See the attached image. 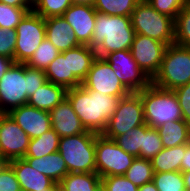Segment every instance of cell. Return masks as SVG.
<instances>
[{"label": "cell", "mask_w": 190, "mask_h": 191, "mask_svg": "<svg viewBox=\"0 0 190 191\" xmlns=\"http://www.w3.org/2000/svg\"><path fill=\"white\" fill-rule=\"evenodd\" d=\"M67 89L64 86L47 81L28 99V105L50 112L66 98Z\"/></svg>", "instance_id": "21"}, {"label": "cell", "mask_w": 190, "mask_h": 191, "mask_svg": "<svg viewBox=\"0 0 190 191\" xmlns=\"http://www.w3.org/2000/svg\"><path fill=\"white\" fill-rule=\"evenodd\" d=\"M185 154V144L163 148L152 159L154 173L181 171V162Z\"/></svg>", "instance_id": "24"}, {"label": "cell", "mask_w": 190, "mask_h": 191, "mask_svg": "<svg viewBox=\"0 0 190 191\" xmlns=\"http://www.w3.org/2000/svg\"><path fill=\"white\" fill-rule=\"evenodd\" d=\"M28 99L24 63H14L0 79V113L26 105Z\"/></svg>", "instance_id": "11"}, {"label": "cell", "mask_w": 190, "mask_h": 191, "mask_svg": "<svg viewBox=\"0 0 190 191\" xmlns=\"http://www.w3.org/2000/svg\"><path fill=\"white\" fill-rule=\"evenodd\" d=\"M152 181L158 191H186L181 171L154 173Z\"/></svg>", "instance_id": "34"}, {"label": "cell", "mask_w": 190, "mask_h": 191, "mask_svg": "<svg viewBox=\"0 0 190 191\" xmlns=\"http://www.w3.org/2000/svg\"><path fill=\"white\" fill-rule=\"evenodd\" d=\"M33 8H19L0 2V28L16 29L23 17Z\"/></svg>", "instance_id": "35"}, {"label": "cell", "mask_w": 190, "mask_h": 191, "mask_svg": "<svg viewBox=\"0 0 190 191\" xmlns=\"http://www.w3.org/2000/svg\"><path fill=\"white\" fill-rule=\"evenodd\" d=\"M31 138L7 114L0 113V160L9 162L24 158Z\"/></svg>", "instance_id": "13"}, {"label": "cell", "mask_w": 190, "mask_h": 191, "mask_svg": "<svg viewBox=\"0 0 190 191\" xmlns=\"http://www.w3.org/2000/svg\"><path fill=\"white\" fill-rule=\"evenodd\" d=\"M62 53L64 57H68L69 89L81 86L97 58L95 49L88 45H80Z\"/></svg>", "instance_id": "17"}, {"label": "cell", "mask_w": 190, "mask_h": 191, "mask_svg": "<svg viewBox=\"0 0 190 191\" xmlns=\"http://www.w3.org/2000/svg\"><path fill=\"white\" fill-rule=\"evenodd\" d=\"M61 191H96L101 177L96 173H68L60 182Z\"/></svg>", "instance_id": "25"}, {"label": "cell", "mask_w": 190, "mask_h": 191, "mask_svg": "<svg viewBox=\"0 0 190 191\" xmlns=\"http://www.w3.org/2000/svg\"><path fill=\"white\" fill-rule=\"evenodd\" d=\"M138 191H158L153 181L147 182L138 188Z\"/></svg>", "instance_id": "46"}, {"label": "cell", "mask_w": 190, "mask_h": 191, "mask_svg": "<svg viewBox=\"0 0 190 191\" xmlns=\"http://www.w3.org/2000/svg\"><path fill=\"white\" fill-rule=\"evenodd\" d=\"M51 127L60 138L84 133L87 130L66 97L50 112Z\"/></svg>", "instance_id": "18"}, {"label": "cell", "mask_w": 190, "mask_h": 191, "mask_svg": "<svg viewBox=\"0 0 190 191\" xmlns=\"http://www.w3.org/2000/svg\"><path fill=\"white\" fill-rule=\"evenodd\" d=\"M24 77L27 79L28 98L47 82L44 70L29 67L26 63H24Z\"/></svg>", "instance_id": "38"}, {"label": "cell", "mask_w": 190, "mask_h": 191, "mask_svg": "<svg viewBox=\"0 0 190 191\" xmlns=\"http://www.w3.org/2000/svg\"><path fill=\"white\" fill-rule=\"evenodd\" d=\"M181 160V172L190 171V142L185 144V154Z\"/></svg>", "instance_id": "45"}, {"label": "cell", "mask_w": 190, "mask_h": 191, "mask_svg": "<svg viewBox=\"0 0 190 191\" xmlns=\"http://www.w3.org/2000/svg\"><path fill=\"white\" fill-rule=\"evenodd\" d=\"M164 148L190 142V126L183 120L168 121L157 128Z\"/></svg>", "instance_id": "23"}, {"label": "cell", "mask_w": 190, "mask_h": 191, "mask_svg": "<svg viewBox=\"0 0 190 191\" xmlns=\"http://www.w3.org/2000/svg\"><path fill=\"white\" fill-rule=\"evenodd\" d=\"M85 90H95L109 96L123 98L131 92L120 82L115 71L103 58L97 57L81 85Z\"/></svg>", "instance_id": "12"}, {"label": "cell", "mask_w": 190, "mask_h": 191, "mask_svg": "<svg viewBox=\"0 0 190 191\" xmlns=\"http://www.w3.org/2000/svg\"><path fill=\"white\" fill-rule=\"evenodd\" d=\"M134 36L130 17L97 12L91 48L103 58L110 52L130 50Z\"/></svg>", "instance_id": "2"}, {"label": "cell", "mask_w": 190, "mask_h": 191, "mask_svg": "<svg viewBox=\"0 0 190 191\" xmlns=\"http://www.w3.org/2000/svg\"><path fill=\"white\" fill-rule=\"evenodd\" d=\"M190 82V47L176 44L165 49L159 72L152 84L164 90H174Z\"/></svg>", "instance_id": "5"}, {"label": "cell", "mask_w": 190, "mask_h": 191, "mask_svg": "<svg viewBox=\"0 0 190 191\" xmlns=\"http://www.w3.org/2000/svg\"><path fill=\"white\" fill-rule=\"evenodd\" d=\"M173 91L181 107L182 118L190 126V82Z\"/></svg>", "instance_id": "42"}, {"label": "cell", "mask_w": 190, "mask_h": 191, "mask_svg": "<svg viewBox=\"0 0 190 191\" xmlns=\"http://www.w3.org/2000/svg\"><path fill=\"white\" fill-rule=\"evenodd\" d=\"M14 63V59L5 56H0V79L13 66Z\"/></svg>", "instance_id": "44"}, {"label": "cell", "mask_w": 190, "mask_h": 191, "mask_svg": "<svg viewBox=\"0 0 190 191\" xmlns=\"http://www.w3.org/2000/svg\"><path fill=\"white\" fill-rule=\"evenodd\" d=\"M8 163L13 168L22 191H41L55 184L51 178L31 167L24 158Z\"/></svg>", "instance_id": "20"}, {"label": "cell", "mask_w": 190, "mask_h": 191, "mask_svg": "<svg viewBox=\"0 0 190 191\" xmlns=\"http://www.w3.org/2000/svg\"><path fill=\"white\" fill-rule=\"evenodd\" d=\"M141 0H95L94 9L97 12L111 16L130 17Z\"/></svg>", "instance_id": "28"}, {"label": "cell", "mask_w": 190, "mask_h": 191, "mask_svg": "<svg viewBox=\"0 0 190 191\" xmlns=\"http://www.w3.org/2000/svg\"><path fill=\"white\" fill-rule=\"evenodd\" d=\"M72 4V0H34L32 10L46 19L63 16Z\"/></svg>", "instance_id": "33"}, {"label": "cell", "mask_w": 190, "mask_h": 191, "mask_svg": "<svg viewBox=\"0 0 190 191\" xmlns=\"http://www.w3.org/2000/svg\"><path fill=\"white\" fill-rule=\"evenodd\" d=\"M15 63H27L46 38L45 19L29 11L16 27Z\"/></svg>", "instance_id": "9"}, {"label": "cell", "mask_w": 190, "mask_h": 191, "mask_svg": "<svg viewBox=\"0 0 190 191\" xmlns=\"http://www.w3.org/2000/svg\"><path fill=\"white\" fill-rule=\"evenodd\" d=\"M31 167L59 183L67 174L68 169L59 151L39 158L24 157Z\"/></svg>", "instance_id": "22"}, {"label": "cell", "mask_w": 190, "mask_h": 191, "mask_svg": "<svg viewBox=\"0 0 190 191\" xmlns=\"http://www.w3.org/2000/svg\"><path fill=\"white\" fill-rule=\"evenodd\" d=\"M41 191H61L59 183H55L52 187L43 189Z\"/></svg>", "instance_id": "49"}, {"label": "cell", "mask_w": 190, "mask_h": 191, "mask_svg": "<svg viewBox=\"0 0 190 191\" xmlns=\"http://www.w3.org/2000/svg\"><path fill=\"white\" fill-rule=\"evenodd\" d=\"M16 42V29L0 28V56L14 59Z\"/></svg>", "instance_id": "41"}, {"label": "cell", "mask_w": 190, "mask_h": 191, "mask_svg": "<svg viewBox=\"0 0 190 191\" xmlns=\"http://www.w3.org/2000/svg\"><path fill=\"white\" fill-rule=\"evenodd\" d=\"M163 148L158 130L148 126L143 135V149L140 151V158L151 160Z\"/></svg>", "instance_id": "36"}, {"label": "cell", "mask_w": 190, "mask_h": 191, "mask_svg": "<svg viewBox=\"0 0 190 191\" xmlns=\"http://www.w3.org/2000/svg\"><path fill=\"white\" fill-rule=\"evenodd\" d=\"M103 59L110 64L115 75L130 92H140L152 83L138 66L130 50L110 52Z\"/></svg>", "instance_id": "10"}, {"label": "cell", "mask_w": 190, "mask_h": 191, "mask_svg": "<svg viewBox=\"0 0 190 191\" xmlns=\"http://www.w3.org/2000/svg\"><path fill=\"white\" fill-rule=\"evenodd\" d=\"M96 191H106L102 184L96 189Z\"/></svg>", "instance_id": "50"}, {"label": "cell", "mask_w": 190, "mask_h": 191, "mask_svg": "<svg viewBox=\"0 0 190 191\" xmlns=\"http://www.w3.org/2000/svg\"><path fill=\"white\" fill-rule=\"evenodd\" d=\"M46 39H48L61 53L80 46L74 30L62 17H49L45 19Z\"/></svg>", "instance_id": "19"}, {"label": "cell", "mask_w": 190, "mask_h": 191, "mask_svg": "<svg viewBox=\"0 0 190 191\" xmlns=\"http://www.w3.org/2000/svg\"><path fill=\"white\" fill-rule=\"evenodd\" d=\"M135 34L151 37L166 46L174 44V19L156 11L146 0H141L130 15Z\"/></svg>", "instance_id": "6"}, {"label": "cell", "mask_w": 190, "mask_h": 191, "mask_svg": "<svg viewBox=\"0 0 190 191\" xmlns=\"http://www.w3.org/2000/svg\"><path fill=\"white\" fill-rule=\"evenodd\" d=\"M7 5L19 8H33L34 0H0Z\"/></svg>", "instance_id": "43"}, {"label": "cell", "mask_w": 190, "mask_h": 191, "mask_svg": "<svg viewBox=\"0 0 190 191\" xmlns=\"http://www.w3.org/2000/svg\"><path fill=\"white\" fill-rule=\"evenodd\" d=\"M60 136L52 128L37 138L31 139L24 157L39 158L57 152Z\"/></svg>", "instance_id": "26"}, {"label": "cell", "mask_w": 190, "mask_h": 191, "mask_svg": "<svg viewBox=\"0 0 190 191\" xmlns=\"http://www.w3.org/2000/svg\"><path fill=\"white\" fill-rule=\"evenodd\" d=\"M156 11L175 20L190 0H146Z\"/></svg>", "instance_id": "37"}, {"label": "cell", "mask_w": 190, "mask_h": 191, "mask_svg": "<svg viewBox=\"0 0 190 191\" xmlns=\"http://www.w3.org/2000/svg\"><path fill=\"white\" fill-rule=\"evenodd\" d=\"M97 11L94 6L73 3L63 14L70 24L78 42L91 47Z\"/></svg>", "instance_id": "15"}, {"label": "cell", "mask_w": 190, "mask_h": 191, "mask_svg": "<svg viewBox=\"0 0 190 191\" xmlns=\"http://www.w3.org/2000/svg\"><path fill=\"white\" fill-rule=\"evenodd\" d=\"M59 54L60 52L58 49L45 38L26 65L45 71L49 64L55 60Z\"/></svg>", "instance_id": "31"}, {"label": "cell", "mask_w": 190, "mask_h": 191, "mask_svg": "<svg viewBox=\"0 0 190 191\" xmlns=\"http://www.w3.org/2000/svg\"><path fill=\"white\" fill-rule=\"evenodd\" d=\"M137 93L141 96L145 123L150 127L157 129L168 121L183 119L173 90H164L151 83Z\"/></svg>", "instance_id": "3"}, {"label": "cell", "mask_w": 190, "mask_h": 191, "mask_svg": "<svg viewBox=\"0 0 190 191\" xmlns=\"http://www.w3.org/2000/svg\"><path fill=\"white\" fill-rule=\"evenodd\" d=\"M31 138H37L51 127L50 114L28 104L16 107L7 113Z\"/></svg>", "instance_id": "16"}, {"label": "cell", "mask_w": 190, "mask_h": 191, "mask_svg": "<svg viewBox=\"0 0 190 191\" xmlns=\"http://www.w3.org/2000/svg\"><path fill=\"white\" fill-rule=\"evenodd\" d=\"M142 124H145V119L141 96L137 92H131L120 98L117 109L108 120L102 135L114 140L117 136Z\"/></svg>", "instance_id": "7"}, {"label": "cell", "mask_w": 190, "mask_h": 191, "mask_svg": "<svg viewBox=\"0 0 190 191\" xmlns=\"http://www.w3.org/2000/svg\"><path fill=\"white\" fill-rule=\"evenodd\" d=\"M101 184L106 191H138L139 188L124 175L102 177Z\"/></svg>", "instance_id": "39"}, {"label": "cell", "mask_w": 190, "mask_h": 191, "mask_svg": "<svg viewBox=\"0 0 190 191\" xmlns=\"http://www.w3.org/2000/svg\"><path fill=\"white\" fill-rule=\"evenodd\" d=\"M135 157L125 152L114 140L98 134L95 140L96 173L105 176L124 175Z\"/></svg>", "instance_id": "8"}, {"label": "cell", "mask_w": 190, "mask_h": 191, "mask_svg": "<svg viewBox=\"0 0 190 191\" xmlns=\"http://www.w3.org/2000/svg\"><path fill=\"white\" fill-rule=\"evenodd\" d=\"M66 97L86 130L102 134L116 111L120 98L85 90L82 86L67 89Z\"/></svg>", "instance_id": "1"}, {"label": "cell", "mask_w": 190, "mask_h": 191, "mask_svg": "<svg viewBox=\"0 0 190 191\" xmlns=\"http://www.w3.org/2000/svg\"><path fill=\"white\" fill-rule=\"evenodd\" d=\"M182 175L185 183V190L190 191V171L182 172Z\"/></svg>", "instance_id": "47"}, {"label": "cell", "mask_w": 190, "mask_h": 191, "mask_svg": "<svg viewBox=\"0 0 190 191\" xmlns=\"http://www.w3.org/2000/svg\"><path fill=\"white\" fill-rule=\"evenodd\" d=\"M166 45L151 37L135 34L131 53L141 70L152 80L159 72Z\"/></svg>", "instance_id": "14"}, {"label": "cell", "mask_w": 190, "mask_h": 191, "mask_svg": "<svg viewBox=\"0 0 190 191\" xmlns=\"http://www.w3.org/2000/svg\"><path fill=\"white\" fill-rule=\"evenodd\" d=\"M98 133L87 130L59 140V153L63 157L68 173L96 172L95 140Z\"/></svg>", "instance_id": "4"}, {"label": "cell", "mask_w": 190, "mask_h": 191, "mask_svg": "<svg viewBox=\"0 0 190 191\" xmlns=\"http://www.w3.org/2000/svg\"><path fill=\"white\" fill-rule=\"evenodd\" d=\"M124 176L138 187L152 181L154 171L151 160L135 157Z\"/></svg>", "instance_id": "29"}, {"label": "cell", "mask_w": 190, "mask_h": 191, "mask_svg": "<svg viewBox=\"0 0 190 191\" xmlns=\"http://www.w3.org/2000/svg\"><path fill=\"white\" fill-rule=\"evenodd\" d=\"M174 25V44L190 47V2L178 13Z\"/></svg>", "instance_id": "32"}, {"label": "cell", "mask_w": 190, "mask_h": 191, "mask_svg": "<svg viewBox=\"0 0 190 191\" xmlns=\"http://www.w3.org/2000/svg\"><path fill=\"white\" fill-rule=\"evenodd\" d=\"M75 4H87V5H94L95 0H72Z\"/></svg>", "instance_id": "48"}, {"label": "cell", "mask_w": 190, "mask_h": 191, "mask_svg": "<svg viewBox=\"0 0 190 191\" xmlns=\"http://www.w3.org/2000/svg\"><path fill=\"white\" fill-rule=\"evenodd\" d=\"M0 191H22L16 174L8 162L0 165Z\"/></svg>", "instance_id": "40"}, {"label": "cell", "mask_w": 190, "mask_h": 191, "mask_svg": "<svg viewBox=\"0 0 190 191\" xmlns=\"http://www.w3.org/2000/svg\"><path fill=\"white\" fill-rule=\"evenodd\" d=\"M148 124L128 130L125 134L117 136L114 141L128 154L140 158V151L143 149V135Z\"/></svg>", "instance_id": "27"}, {"label": "cell", "mask_w": 190, "mask_h": 191, "mask_svg": "<svg viewBox=\"0 0 190 191\" xmlns=\"http://www.w3.org/2000/svg\"><path fill=\"white\" fill-rule=\"evenodd\" d=\"M44 72L47 81L69 89L68 57H64L62 52L49 64Z\"/></svg>", "instance_id": "30"}]
</instances>
